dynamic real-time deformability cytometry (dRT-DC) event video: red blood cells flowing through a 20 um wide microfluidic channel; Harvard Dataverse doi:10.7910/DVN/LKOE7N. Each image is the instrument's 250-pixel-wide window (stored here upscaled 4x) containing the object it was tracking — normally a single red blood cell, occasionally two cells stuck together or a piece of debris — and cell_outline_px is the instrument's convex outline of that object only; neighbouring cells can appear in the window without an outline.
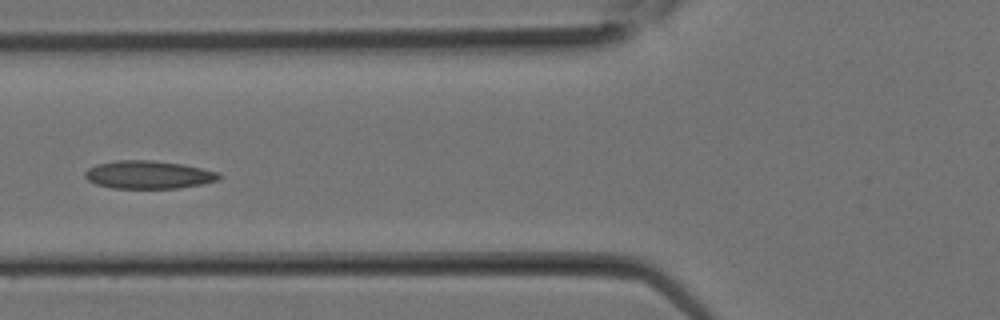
{"species": "Egyptian fruit bat (a non-hibernating species)", "species_latin": "Rousettus aegyptiacus", "temperature_condition": "room temperature", "stored_images_in_passage": 11, "camera_frame_rate_fps": 3000, "um_per_image_px": 0.085, "animal": {"sex": "female"}, "frame": {"image": 1, "passage_image": 10, "time_ms": 3.0, "image_size_px": [1000, 320], "cell_outline_px": [[220, 180], [200, 184], [176, 188], [112, 188], [96, 184], [88, 180], [84, 176], [84, 172], [88, 168], [96, 164], [116, 160], [152, 160], [184, 164], [220, 172]], "centroid_in_image_um": [12.61, 14.84], "position_along_channel_um": 113.2, "area_um2": 21.96}}